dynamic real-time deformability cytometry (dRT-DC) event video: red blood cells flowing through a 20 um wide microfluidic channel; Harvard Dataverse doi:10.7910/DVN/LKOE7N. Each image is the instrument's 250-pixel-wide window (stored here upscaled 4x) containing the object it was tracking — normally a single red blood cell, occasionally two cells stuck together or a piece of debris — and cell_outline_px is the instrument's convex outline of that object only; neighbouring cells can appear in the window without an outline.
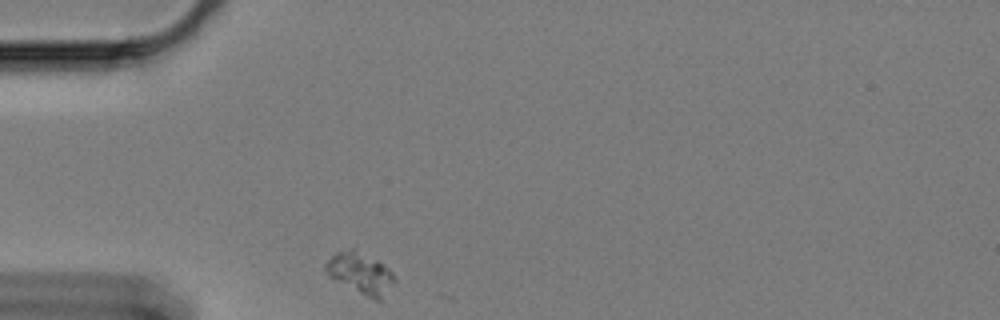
{"species": "Egyptian fruit bat (a non-hibernating species)", "species_latin": "Rousettus aegyptiacus", "temperature_condition": "cold", "stored_images_in_passage": 36, "camera_frame_rate_fps": 3000, "um_per_image_px": 0.085, "animal": {"sex": "female"}, "frame": {"image": 1, "passage_image": 1, "time_ms": 0.0, "image_size_px": [1000, 320], "cell_outline_px": [[396, 280], [380, 300], [376, 300], [328, 276], [324, 268], [324, 264], [336, 252], [352, 248], [356, 248], [376, 260], [388, 268], [396, 276]], "centroid_in_image_um": [30.63, 23.18], "position_along_channel_um": 54.4, "area_um2": 16.18}}
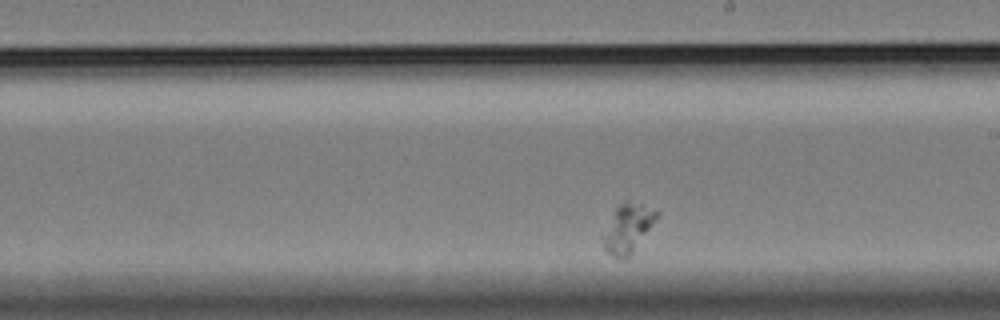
{"frame": {"image": 2, "passage_image": 21, "time_ms": 6.667, "image_size_px": [1000, 320], "cell_outline_px": [[660, 212], [656, 220], [632, 252], [628, 256], [620, 260], [612, 256], [604, 248], [604, 236], [616, 208], [624, 200], [628, 200], [640, 204]], "centroid_in_image_um": [53.39, 19.4], "position_along_channel_um": 235.6, "area_um2": 14.51}}
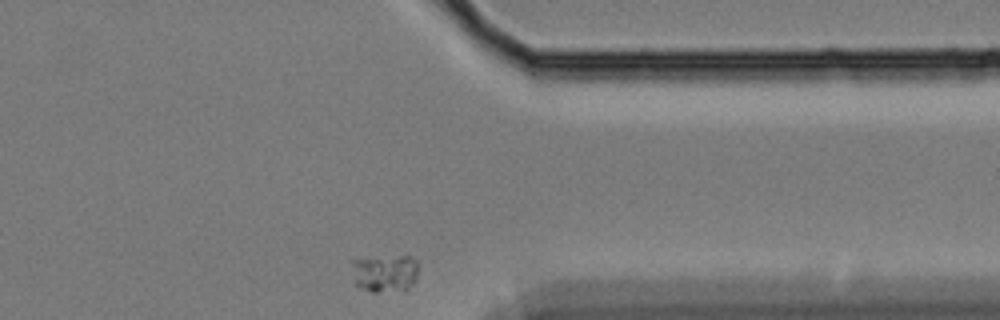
{"frame": {"image": 3, "passage_image": 36, "time_ms": 11.667, "image_size_px": [1000, 320], "cell_outline_px": [[416, 280], [404, 292], [372, 292], [360, 288], [356, 284], [348, 260], [400, 256], [408, 256], [416, 260]], "centroid_in_image_um": [32.68, 23.25], "position_along_channel_um": 378.7, "area_um2": 14.8}}